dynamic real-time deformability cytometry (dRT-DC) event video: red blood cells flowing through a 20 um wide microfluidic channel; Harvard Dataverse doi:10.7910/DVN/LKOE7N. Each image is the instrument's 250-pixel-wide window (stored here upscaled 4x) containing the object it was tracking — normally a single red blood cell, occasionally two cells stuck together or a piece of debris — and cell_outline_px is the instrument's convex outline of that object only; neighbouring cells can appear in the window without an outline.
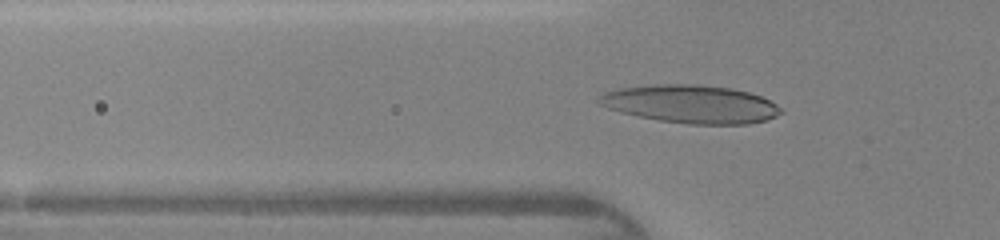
{"species": "human", "species_latin": "Homo sapiens", "temperature_condition": "warm", "stored_images_in_passage": 36, "camera_frame_rate_fps": 3000, "um_per_image_px": 0.085, "donor": {"sex": "female"}, "frame": {"image": 1, "passage_image": 6, "time_ms": 1.667, "image_size_px": [1000, 240], "cell_outline_px": [[784, 112], [768, 120], [748, 124], [688, 124], [660, 120], [620, 112], [608, 108], [600, 104], [596, 100], [604, 92], [620, 88], [652, 84], [696, 84], [732, 88], [748, 92], [760, 96], [784, 108]], "centroid_in_image_um": [58.75, 8.84], "position_along_channel_um": 67.0, "area_um2": 40.46}}
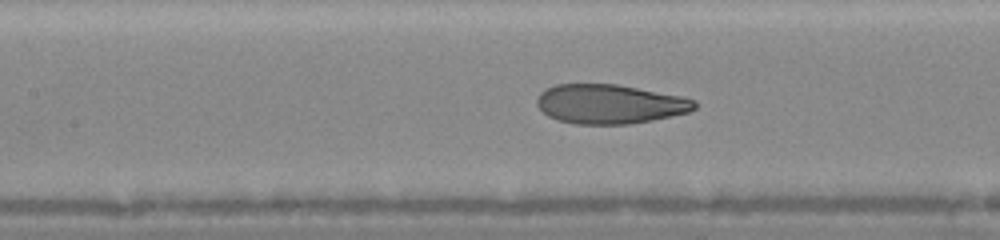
{"frame": {"image": 2, "passage_image": 12, "time_ms": 3.667, "image_size_px": [1000, 240], "cell_outline_px": [[696, 108], [688, 112], [672, 116], [632, 124], [576, 124], [556, 120], [548, 116], [536, 104], [536, 100], [540, 92], [544, 88], [556, 84], [616, 84], [680, 96], [696, 100]], "centroid_in_image_um": [51.79, 8.84], "position_along_channel_um": 155.6, "area_um2": 36.18}}
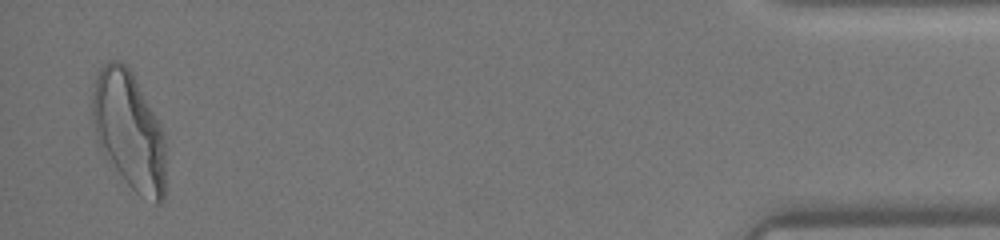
{"frame": {"image": 3, "passage_image": 35, "time_ms": 11.333, "image_size_px": [1000, 240], "cell_outline_px": [[164, 200], [160, 204], [156, 204], [140, 196], [104, 160], [96, 136], [92, 120], [92, 96], [96, 76], [100, 68], [104, 64], [112, 60], [120, 60], [132, 72], [160, 124], [164, 132]], "centroid_in_image_um": [10.94, 11.13], "position_along_channel_um": 424.3, "area_um2": 50.63}}